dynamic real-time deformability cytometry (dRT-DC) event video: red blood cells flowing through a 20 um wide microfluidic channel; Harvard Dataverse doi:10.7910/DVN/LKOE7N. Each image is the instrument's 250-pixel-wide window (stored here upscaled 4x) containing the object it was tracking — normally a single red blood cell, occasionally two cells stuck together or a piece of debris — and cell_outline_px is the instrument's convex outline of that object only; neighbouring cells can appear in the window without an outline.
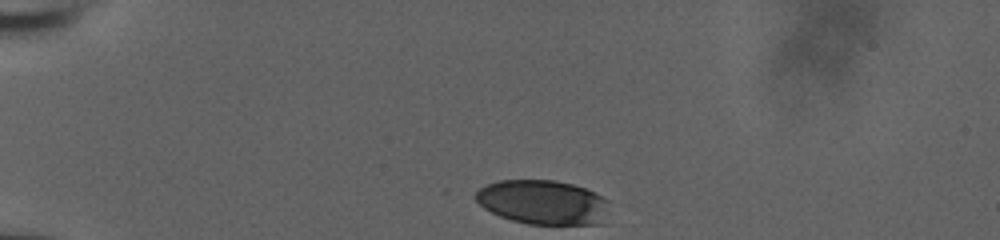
{"species": "human", "species_latin": "Homo sapiens", "temperature_condition": "room temperature", "stored_images_in_passage": 34, "camera_frame_rate_fps": 3000, "um_per_image_px": 0.085, "donor": {"sex": "male"}, "frame": {"image": 1, "passage_image": 1, "time_ms": 0.0, "image_size_px": [1000, 240], "cell_outline_px": [[608, 200], [600, 224], [528, 224], [512, 220], [500, 216], [484, 208], [472, 196], [480, 188], [488, 184], [500, 180], [552, 180], [572, 184], [584, 188]], "centroid_in_image_um": [46.08, 17.18], "position_along_channel_um": 38.9, "area_um2": 34.04}}
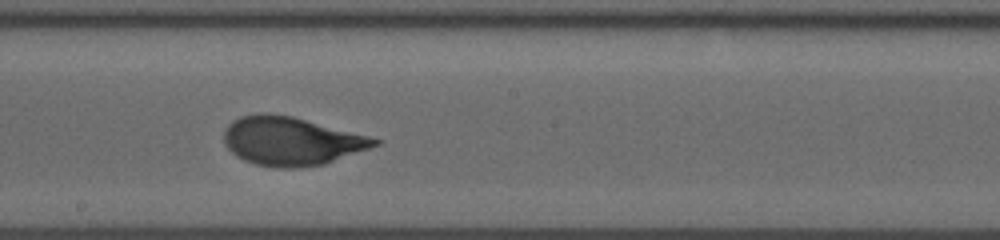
{"frame": {"image": 2, "passage_image": 20, "time_ms": 6.333, "image_size_px": [1000, 240], "cell_outline_px": [[380, 144], [324, 164], [300, 168], [276, 168], [256, 164], [244, 160], [236, 156], [228, 148], [224, 140], [224, 132], [228, 124], [240, 116], [260, 112], [264, 112], [292, 116], [368, 136], [380, 140]], "centroid_in_image_um": [24.72, 11.99], "position_along_channel_um": 223.5, "area_um2": 42.31}}
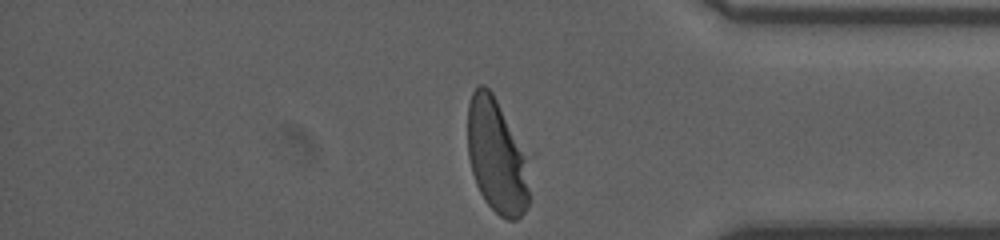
{"frame": {"image": 3, "passage_image": 34, "time_ms": 11.0, "image_size_px": [1000, 240], "cell_outline_px": [[528, 204], [524, 212], [516, 220], [508, 220], [500, 216], [484, 200], [476, 184], [472, 172], [468, 156], [468, 104], [472, 92], [476, 84], [484, 84], [492, 92], [528, 156]], "centroid_in_image_um": [42.21, 13.26], "position_along_channel_um": 393.0, "area_um2": 41.27}, "authors_computed_cell_mechanics": {"area_um2": 42.1073, "velocity_mm_per_s": 3.9107, "shape_relaxation_time_tau1_ms": 2.4949, "shape_relaxation_time_tau2_ms": null, "deformation_change_tau1": 0.1573, "deformation_change_tau2": null}}